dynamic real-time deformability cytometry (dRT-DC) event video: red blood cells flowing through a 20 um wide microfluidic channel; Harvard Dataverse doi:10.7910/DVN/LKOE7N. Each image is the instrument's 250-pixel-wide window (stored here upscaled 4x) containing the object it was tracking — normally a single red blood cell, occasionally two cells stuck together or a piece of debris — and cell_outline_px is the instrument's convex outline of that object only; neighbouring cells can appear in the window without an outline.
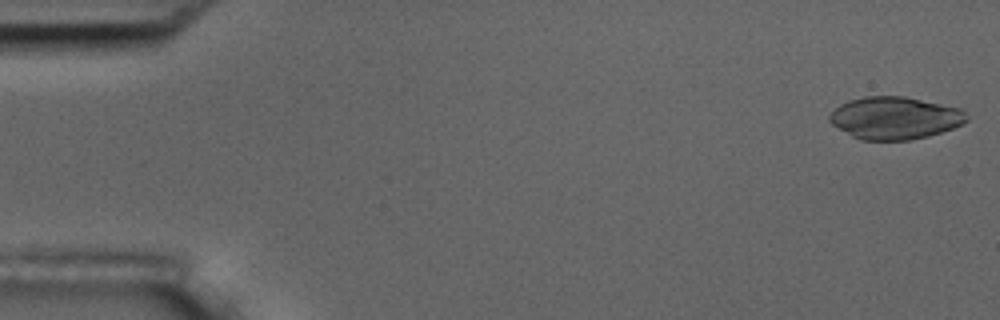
{"species": "common noctule bat (a hibernating species)", "species_latin": "Nyctalus noctula", "temperature_condition": "room temperature", "stored_images_in_passage": 55, "camera_frame_rate_fps": 3000, "um_per_image_px": 0.085, "animal": {"sex": "male", "body_mass_g": 17.5, "forearm_length_mm": 52.3}, "frame": {"image": 1, "passage_image": 1, "time_ms": 0.0, "image_size_px": [1000, 320], "cell_outline_px": [[968, 120], [964, 124], [928, 136], [908, 140], [860, 140], [852, 136], [832, 124], [828, 120], [828, 116], [840, 104], [848, 100], [864, 96], [904, 96], [964, 108], [968, 116]], "centroid_in_image_um": [76.09, 10.02], "position_along_channel_um": 8.9, "area_um2": 34.16}}